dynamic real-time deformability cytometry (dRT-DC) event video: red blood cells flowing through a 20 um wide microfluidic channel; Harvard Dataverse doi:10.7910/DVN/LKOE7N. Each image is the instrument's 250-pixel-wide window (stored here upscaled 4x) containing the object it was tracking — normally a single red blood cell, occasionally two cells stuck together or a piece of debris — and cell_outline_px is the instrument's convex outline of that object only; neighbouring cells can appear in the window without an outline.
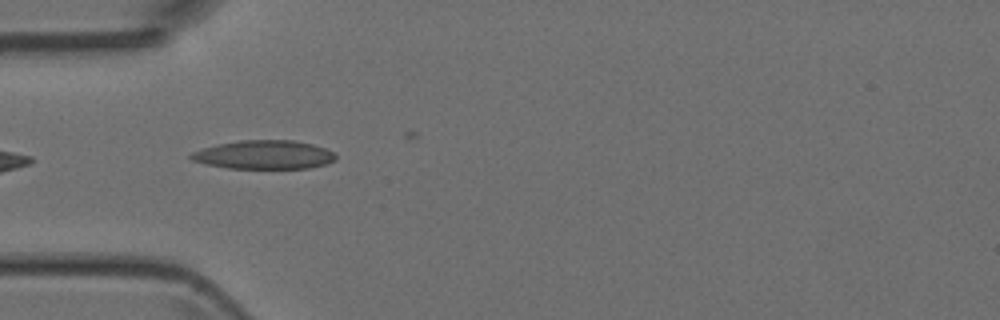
{"species": "Egyptian fruit bat (a non-hibernating species)", "species_latin": "Rousettus aegyptiacus", "temperature_condition": "room temperature", "stored_images_in_passage": 3, "camera_frame_rate_fps": 3000, "um_per_image_px": 0.085, "animal": {"sex": "female"}, "frame": {"image": 1, "passage_image": 2, "time_ms": 1.333, "image_size_px": [1000, 320], "cell_outline_px": [[336, 160], [328, 164], [308, 168], [228, 168], [208, 164], [192, 160], [188, 156], [192, 152], [204, 148], [220, 144], [240, 140], [292, 140], [312, 144], [324, 148], [332, 152], [336, 156]], "centroid_in_image_um": [22.47, 13.15], "position_along_channel_um": 62.5, "area_um2": 23.99}}